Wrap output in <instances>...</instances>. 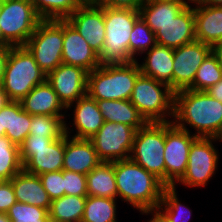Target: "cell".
Returning <instances> with one entry per match:
<instances>
[{
  "label": "cell",
  "instance_id": "6da1fadb",
  "mask_svg": "<svg viewBox=\"0 0 222 222\" xmlns=\"http://www.w3.org/2000/svg\"><path fill=\"white\" fill-rule=\"evenodd\" d=\"M172 122L188 132L187 126L190 125L197 131L194 133L196 137L219 138L222 134V103L207 91L181 90L174 93Z\"/></svg>",
  "mask_w": 222,
  "mask_h": 222
},
{
  "label": "cell",
  "instance_id": "7a4b0ae2",
  "mask_svg": "<svg viewBox=\"0 0 222 222\" xmlns=\"http://www.w3.org/2000/svg\"><path fill=\"white\" fill-rule=\"evenodd\" d=\"M117 197L137 210L156 208L167 187L155 175L129 159L113 162Z\"/></svg>",
  "mask_w": 222,
  "mask_h": 222
},
{
  "label": "cell",
  "instance_id": "3957f363",
  "mask_svg": "<svg viewBox=\"0 0 222 222\" xmlns=\"http://www.w3.org/2000/svg\"><path fill=\"white\" fill-rule=\"evenodd\" d=\"M140 74L138 60L100 65L87 74V94L95 100H130Z\"/></svg>",
  "mask_w": 222,
  "mask_h": 222
},
{
  "label": "cell",
  "instance_id": "277c9868",
  "mask_svg": "<svg viewBox=\"0 0 222 222\" xmlns=\"http://www.w3.org/2000/svg\"><path fill=\"white\" fill-rule=\"evenodd\" d=\"M139 11L104 6L105 42L98 55L100 65L136 61L129 53L130 33Z\"/></svg>",
  "mask_w": 222,
  "mask_h": 222
},
{
  "label": "cell",
  "instance_id": "5b68a950",
  "mask_svg": "<svg viewBox=\"0 0 222 222\" xmlns=\"http://www.w3.org/2000/svg\"><path fill=\"white\" fill-rule=\"evenodd\" d=\"M46 77L25 46L10 47L1 87L11 101L20 102Z\"/></svg>",
  "mask_w": 222,
  "mask_h": 222
},
{
  "label": "cell",
  "instance_id": "8992f818",
  "mask_svg": "<svg viewBox=\"0 0 222 222\" xmlns=\"http://www.w3.org/2000/svg\"><path fill=\"white\" fill-rule=\"evenodd\" d=\"M130 102L147 123L173 121L167 118L174 117V92L151 77L143 74L137 77Z\"/></svg>",
  "mask_w": 222,
  "mask_h": 222
},
{
  "label": "cell",
  "instance_id": "52a82bcc",
  "mask_svg": "<svg viewBox=\"0 0 222 222\" xmlns=\"http://www.w3.org/2000/svg\"><path fill=\"white\" fill-rule=\"evenodd\" d=\"M166 122H149L135 133L130 159L165 184Z\"/></svg>",
  "mask_w": 222,
  "mask_h": 222
},
{
  "label": "cell",
  "instance_id": "ba28073f",
  "mask_svg": "<svg viewBox=\"0 0 222 222\" xmlns=\"http://www.w3.org/2000/svg\"><path fill=\"white\" fill-rule=\"evenodd\" d=\"M40 21L30 0H6L0 5L1 36L10 46H24Z\"/></svg>",
  "mask_w": 222,
  "mask_h": 222
},
{
  "label": "cell",
  "instance_id": "9c48e42d",
  "mask_svg": "<svg viewBox=\"0 0 222 222\" xmlns=\"http://www.w3.org/2000/svg\"><path fill=\"white\" fill-rule=\"evenodd\" d=\"M24 46L47 76L62 64L63 20H41Z\"/></svg>",
  "mask_w": 222,
  "mask_h": 222
},
{
  "label": "cell",
  "instance_id": "30bf717a",
  "mask_svg": "<svg viewBox=\"0 0 222 222\" xmlns=\"http://www.w3.org/2000/svg\"><path fill=\"white\" fill-rule=\"evenodd\" d=\"M135 133L127 124L105 121L90 140L102 162H114L130 158Z\"/></svg>",
  "mask_w": 222,
  "mask_h": 222
},
{
  "label": "cell",
  "instance_id": "8fae6325",
  "mask_svg": "<svg viewBox=\"0 0 222 222\" xmlns=\"http://www.w3.org/2000/svg\"><path fill=\"white\" fill-rule=\"evenodd\" d=\"M197 138L173 122H166L164 159L167 187H176V182L184 175L191 145Z\"/></svg>",
  "mask_w": 222,
  "mask_h": 222
},
{
  "label": "cell",
  "instance_id": "7c38bea8",
  "mask_svg": "<svg viewBox=\"0 0 222 222\" xmlns=\"http://www.w3.org/2000/svg\"><path fill=\"white\" fill-rule=\"evenodd\" d=\"M218 140V138L198 137L192 143L186 171L178 183L190 188L207 185L218 166L220 155L213 145Z\"/></svg>",
  "mask_w": 222,
  "mask_h": 222
},
{
  "label": "cell",
  "instance_id": "4fadbf2b",
  "mask_svg": "<svg viewBox=\"0 0 222 222\" xmlns=\"http://www.w3.org/2000/svg\"><path fill=\"white\" fill-rule=\"evenodd\" d=\"M211 52L212 47L210 45L197 40L174 49V93L189 89L192 86L196 71Z\"/></svg>",
  "mask_w": 222,
  "mask_h": 222
},
{
  "label": "cell",
  "instance_id": "5bb4252c",
  "mask_svg": "<svg viewBox=\"0 0 222 222\" xmlns=\"http://www.w3.org/2000/svg\"><path fill=\"white\" fill-rule=\"evenodd\" d=\"M66 20L99 55L105 42L104 6L83 3Z\"/></svg>",
  "mask_w": 222,
  "mask_h": 222
},
{
  "label": "cell",
  "instance_id": "9a60e30c",
  "mask_svg": "<svg viewBox=\"0 0 222 222\" xmlns=\"http://www.w3.org/2000/svg\"><path fill=\"white\" fill-rule=\"evenodd\" d=\"M87 74L82 67L62 63L47 75L46 80L67 108L87 94Z\"/></svg>",
  "mask_w": 222,
  "mask_h": 222
},
{
  "label": "cell",
  "instance_id": "2e32d148",
  "mask_svg": "<svg viewBox=\"0 0 222 222\" xmlns=\"http://www.w3.org/2000/svg\"><path fill=\"white\" fill-rule=\"evenodd\" d=\"M62 63L82 67L88 73L100 66L98 54L67 20H63Z\"/></svg>",
  "mask_w": 222,
  "mask_h": 222
},
{
  "label": "cell",
  "instance_id": "e0dca14e",
  "mask_svg": "<svg viewBox=\"0 0 222 222\" xmlns=\"http://www.w3.org/2000/svg\"><path fill=\"white\" fill-rule=\"evenodd\" d=\"M70 128L65 121V152L63 170L87 175L102 161L98 158L90 139L70 137Z\"/></svg>",
  "mask_w": 222,
  "mask_h": 222
},
{
  "label": "cell",
  "instance_id": "ac0fdd59",
  "mask_svg": "<svg viewBox=\"0 0 222 222\" xmlns=\"http://www.w3.org/2000/svg\"><path fill=\"white\" fill-rule=\"evenodd\" d=\"M158 45L172 49L179 48L196 40L194 10L186 6L174 19L162 25L155 33Z\"/></svg>",
  "mask_w": 222,
  "mask_h": 222
},
{
  "label": "cell",
  "instance_id": "d6986e66",
  "mask_svg": "<svg viewBox=\"0 0 222 222\" xmlns=\"http://www.w3.org/2000/svg\"><path fill=\"white\" fill-rule=\"evenodd\" d=\"M72 105H74L73 125L76 128V134L72 137L91 139L105 122L99 110L97 100L86 94L66 109L68 110Z\"/></svg>",
  "mask_w": 222,
  "mask_h": 222
},
{
  "label": "cell",
  "instance_id": "ffe728a7",
  "mask_svg": "<svg viewBox=\"0 0 222 222\" xmlns=\"http://www.w3.org/2000/svg\"><path fill=\"white\" fill-rule=\"evenodd\" d=\"M31 120L32 115L22 109L20 102L10 101L0 109V136L20 146L29 135Z\"/></svg>",
  "mask_w": 222,
  "mask_h": 222
},
{
  "label": "cell",
  "instance_id": "44dd1931",
  "mask_svg": "<svg viewBox=\"0 0 222 222\" xmlns=\"http://www.w3.org/2000/svg\"><path fill=\"white\" fill-rule=\"evenodd\" d=\"M145 57L140 67L141 74L168 85L173 91V54L174 49L156 44L145 51Z\"/></svg>",
  "mask_w": 222,
  "mask_h": 222
},
{
  "label": "cell",
  "instance_id": "7402d4cb",
  "mask_svg": "<svg viewBox=\"0 0 222 222\" xmlns=\"http://www.w3.org/2000/svg\"><path fill=\"white\" fill-rule=\"evenodd\" d=\"M20 104L22 109L30 115L65 116L62 110L66 108L59 101L57 93L47 80L36 85L20 101Z\"/></svg>",
  "mask_w": 222,
  "mask_h": 222
},
{
  "label": "cell",
  "instance_id": "603a6c76",
  "mask_svg": "<svg viewBox=\"0 0 222 222\" xmlns=\"http://www.w3.org/2000/svg\"><path fill=\"white\" fill-rule=\"evenodd\" d=\"M64 152L65 134L47 148L32 149V157L23 165V170L33 175L63 170Z\"/></svg>",
  "mask_w": 222,
  "mask_h": 222
},
{
  "label": "cell",
  "instance_id": "cb8c5ba5",
  "mask_svg": "<svg viewBox=\"0 0 222 222\" xmlns=\"http://www.w3.org/2000/svg\"><path fill=\"white\" fill-rule=\"evenodd\" d=\"M194 5L196 40L212 47L222 40V6Z\"/></svg>",
  "mask_w": 222,
  "mask_h": 222
},
{
  "label": "cell",
  "instance_id": "d4e9b609",
  "mask_svg": "<svg viewBox=\"0 0 222 222\" xmlns=\"http://www.w3.org/2000/svg\"><path fill=\"white\" fill-rule=\"evenodd\" d=\"M10 181L17 202L45 208L49 211L52 200L49 198L38 175L22 170Z\"/></svg>",
  "mask_w": 222,
  "mask_h": 222
},
{
  "label": "cell",
  "instance_id": "484cf974",
  "mask_svg": "<svg viewBox=\"0 0 222 222\" xmlns=\"http://www.w3.org/2000/svg\"><path fill=\"white\" fill-rule=\"evenodd\" d=\"M104 121L124 123L136 131L147 122L130 100H97Z\"/></svg>",
  "mask_w": 222,
  "mask_h": 222
},
{
  "label": "cell",
  "instance_id": "4316f807",
  "mask_svg": "<svg viewBox=\"0 0 222 222\" xmlns=\"http://www.w3.org/2000/svg\"><path fill=\"white\" fill-rule=\"evenodd\" d=\"M187 5L173 1L147 0L139 9L142 20L156 33L162 25L174 19Z\"/></svg>",
  "mask_w": 222,
  "mask_h": 222
},
{
  "label": "cell",
  "instance_id": "83f0119b",
  "mask_svg": "<svg viewBox=\"0 0 222 222\" xmlns=\"http://www.w3.org/2000/svg\"><path fill=\"white\" fill-rule=\"evenodd\" d=\"M87 196L117 199L113 162H101L86 175Z\"/></svg>",
  "mask_w": 222,
  "mask_h": 222
},
{
  "label": "cell",
  "instance_id": "f1b7e54d",
  "mask_svg": "<svg viewBox=\"0 0 222 222\" xmlns=\"http://www.w3.org/2000/svg\"><path fill=\"white\" fill-rule=\"evenodd\" d=\"M86 197L64 195L51 201L49 218L51 222H81Z\"/></svg>",
  "mask_w": 222,
  "mask_h": 222
},
{
  "label": "cell",
  "instance_id": "f546056e",
  "mask_svg": "<svg viewBox=\"0 0 222 222\" xmlns=\"http://www.w3.org/2000/svg\"><path fill=\"white\" fill-rule=\"evenodd\" d=\"M41 20H66L83 3L80 0H30Z\"/></svg>",
  "mask_w": 222,
  "mask_h": 222
},
{
  "label": "cell",
  "instance_id": "4dcf8cb0",
  "mask_svg": "<svg viewBox=\"0 0 222 222\" xmlns=\"http://www.w3.org/2000/svg\"><path fill=\"white\" fill-rule=\"evenodd\" d=\"M116 200L106 197L87 196L81 222H117Z\"/></svg>",
  "mask_w": 222,
  "mask_h": 222
},
{
  "label": "cell",
  "instance_id": "1f68e13d",
  "mask_svg": "<svg viewBox=\"0 0 222 222\" xmlns=\"http://www.w3.org/2000/svg\"><path fill=\"white\" fill-rule=\"evenodd\" d=\"M22 170L19 146L5 135L0 136V181L11 180Z\"/></svg>",
  "mask_w": 222,
  "mask_h": 222
},
{
  "label": "cell",
  "instance_id": "d6a6232c",
  "mask_svg": "<svg viewBox=\"0 0 222 222\" xmlns=\"http://www.w3.org/2000/svg\"><path fill=\"white\" fill-rule=\"evenodd\" d=\"M222 79V67L211 52L196 71L194 82L189 90L207 91Z\"/></svg>",
  "mask_w": 222,
  "mask_h": 222
},
{
  "label": "cell",
  "instance_id": "836d02e7",
  "mask_svg": "<svg viewBox=\"0 0 222 222\" xmlns=\"http://www.w3.org/2000/svg\"><path fill=\"white\" fill-rule=\"evenodd\" d=\"M64 119L65 116L32 115L29 135L45 136L57 140L65 134Z\"/></svg>",
  "mask_w": 222,
  "mask_h": 222
},
{
  "label": "cell",
  "instance_id": "e575fe53",
  "mask_svg": "<svg viewBox=\"0 0 222 222\" xmlns=\"http://www.w3.org/2000/svg\"><path fill=\"white\" fill-rule=\"evenodd\" d=\"M129 38V53L134 59H137L135 58L136 55H140L145 51L150 50L157 44L155 33L141 17L135 21Z\"/></svg>",
  "mask_w": 222,
  "mask_h": 222
},
{
  "label": "cell",
  "instance_id": "d590c367",
  "mask_svg": "<svg viewBox=\"0 0 222 222\" xmlns=\"http://www.w3.org/2000/svg\"><path fill=\"white\" fill-rule=\"evenodd\" d=\"M158 207L167 215L170 222H188L189 216L192 215V211L187 206L180 203L175 187H166L164 189Z\"/></svg>",
  "mask_w": 222,
  "mask_h": 222
},
{
  "label": "cell",
  "instance_id": "8d00e7d4",
  "mask_svg": "<svg viewBox=\"0 0 222 222\" xmlns=\"http://www.w3.org/2000/svg\"><path fill=\"white\" fill-rule=\"evenodd\" d=\"M6 214L12 222H51L47 209L26 203L16 202Z\"/></svg>",
  "mask_w": 222,
  "mask_h": 222
},
{
  "label": "cell",
  "instance_id": "74e56055",
  "mask_svg": "<svg viewBox=\"0 0 222 222\" xmlns=\"http://www.w3.org/2000/svg\"><path fill=\"white\" fill-rule=\"evenodd\" d=\"M64 195L87 197L86 175L63 170Z\"/></svg>",
  "mask_w": 222,
  "mask_h": 222
},
{
  "label": "cell",
  "instance_id": "f35d334b",
  "mask_svg": "<svg viewBox=\"0 0 222 222\" xmlns=\"http://www.w3.org/2000/svg\"><path fill=\"white\" fill-rule=\"evenodd\" d=\"M51 200L64 196L63 170L38 175Z\"/></svg>",
  "mask_w": 222,
  "mask_h": 222
},
{
  "label": "cell",
  "instance_id": "ab89813d",
  "mask_svg": "<svg viewBox=\"0 0 222 222\" xmlns=\"http://www.w3.org/2000/svg\"><path fill=\"white\" fill-rule=\"evenodd\" d=\"M54 140L45 136L28 135L19 146L20 160L24 165L32 157V149L47 148Z\"/></svg>",
  "mask_w": 222,
  "mask_h": 222
},
{
  "label": "cell",
  "instance_id": "60d3db41",
  "mask_svg": "<svg viewBox=\"0 0 222 222\" xmlns=\"http://www.w3.org/2000/svg\"><path fill=\"white\" fill-rule=\"evenodd\" d=\"M16 202L11 181H0V213L6 214Z\"/></svg>",
  "mask_w": 222,
  "mask_h": 222
},
{
  "label": "cell",
  "instance_id": "b9f144b4",
  "mask_svg": "<svg viewBox=\"0 0 222 222\" xmlns=\"http://www.w3.org/2000/svg\"><path fill=\"white\" fill-rule=\"evenodd\" d=\"M147 0H97L101 6L111 8H129L139 11Z\"/></svg>",
  "mask_w": 222,
  "mask_h": 222
},
{
  "label": "cell",
  "instance_id": "7bdbcfd3",
  "mask_svg": "<svg viewBox=\"0 0 222 222\" xmlns=\"http://www.w3.org/2000/svg\"><path fill=\"white\" fill-rule=\"evenodd\" d=\"M142 214H150L153 215L152 218L148 222H170L167 215L159 208H149L140 210Z\"/></svg>",
  "mask_w": 222,
  "mask_h": 222
},
{
  "label": "cell",
  "instance_id": "ee69618b",
  "mask_svg": "<svg viewBox=\"0 0 222 222\" xmlns=\"http://www.w3.org/2000/svg\"><path fill=\"white\" fill-rule=\"evenodd\" d=\"M10 45L0 46V85L3 80L4 71L9 56Z\"/></svg>",
  "mask_w": 222,
  "mask_h": 222
},
{
  "label": "cell",
  "instance_id": "f6af8a7d",
  "mask_svg": "<svg viewBox=\"0 0 222 222\" xmlns=\"http://www.w3.org/2000/svg\"><path fill=\"white\" fill-rule=\"evenodd\" d=\"M207 92L214 98L222 103V79L216 84L212 85Z\"/></svg>",
  "mask_w": 222,
  "mask_h": 222
},
{
  "label": "cell",
  "instance_id": "bcb514c9",
  "mask_svg": "<svg viewBox=\"0 0 222 222\" xmlns=\"http://www.w3.org/2000/svg\"><path fill=\"white\" fill-rule=\"evenodd\" d=\"M212 53L216 56L220 66L222 67V40L212 46Z\"/></svg>",
  "mask_w": 222,
  "mask_h": 222
},
{
  "label": "cell",
  "instance_id": "7dc6e473",
  "mask_svg": "<svg viewBox=\"0 0 222 222\" xmlns=\"http://www.w3.org/2000/svg\"><path fill=\"white\" fill-rule=\"evenodd\" d=\"M193 3L203 6H222V0H195Z\"/></svg>",
  "mask_w": 222,
  "mask_h": 222
},
{
  "label": "cell",
  "instance_id": "c3c4849f",
  "mask_svg": "<svg viewBox=\"0 0 222 222\" xmlns=\"http://www.w3.org/2000/svg\"><path fill=\"white\" fill-rule=\"evenodd\" d=\"M10 101L11 100L8 98L7 94L0 85V109L6 106Z\"/></svg>",
  "mask_w": 222,
  "mask_h": 222
},
{
  "label": "cell",
  "instance_id": "681fc988",
  "mask_svg": "<svg viewBox=\"0 0 222 222\" xmlns=\"http://www.w3.org/2000/svg\"><path fill=\"white\" fill-rule=\"evenodd\" d=\"M153 1H173V2H178V3H184L185 5H190V4H188V2H191L192 4H193V2L195 1V0H187V2H186V0H153Z\"/></svg>",
  "mask_w": 222,
  "mask_h": 222
},
{
  "label": "cell",
  "instance_id": "f907efd6",
  "mask_svg": "<svg viewBox=\"0 0 222 222\" xmlns=\"http://www.w3.org/2000/svg\"><path fill=\"white\" fill-rule=\"evenodd\" d=\"M0 222H12V221L8 218L7 214L0 213Z\"/></svg>",
  "mask_w": 222,
  "mask_h": 222
},
{
  "label": "cell",
  "instance_id": "816d5d0a",
  "mask_svg": "<svg viewBox=\"0 0 222 222\" xmlns=\"http://www.w3.org/2000/svg\"><path fill=\"white\" fill-rule=\"evenodd\" d=\"M4 45H8V44L2 39L1 30H0V46H4Z\"/></svg>",
  "mask_w": 222,
  "mask_h": 222
},
{
  "label": "cell",
  "instance_id": "f5cc1de1",
  "mask_svg": "<svg viewBox=\"0 0 222 222\" xmlns=\"http://www.w3.org/2000/svg\"><path fill=\"white\" fill-rule=\"evenodd\" d=\"M82 3H95L97 0H80Z\"/></svg>",
  "mask_w": 222,
  "mask_h": 222
},
{
  "label": "cell",
  "instance_id": "db71d44e",
  "mask_svg": "<svg viewBox=\"0 0 222 222\" xmlns=\"http://www.w3.org/2000/svg\"><path fill=\"white\" fill-rule=\"evenodd\" d=\"M218 139H219V142L220 141L222 142V134L220 135V137Z\"/></svg>",
  "mask_w": 222,
  "mask_h": 222
},
{
  "label": "cell",
  "instance_id": "11a10c76",
  "mask_svg": "<svg viewBox=\"0 0 222 222\" xmlns=\"http://www.w3.org/2000/svg\"><path fill=\"white\" fill-rule=\"evenodd\" d=\"M6 0H0V5L2 4V3H4Z\"/></svg>",
  "mask_w": 222,
  "mask_h": 222
}]
</instances>
